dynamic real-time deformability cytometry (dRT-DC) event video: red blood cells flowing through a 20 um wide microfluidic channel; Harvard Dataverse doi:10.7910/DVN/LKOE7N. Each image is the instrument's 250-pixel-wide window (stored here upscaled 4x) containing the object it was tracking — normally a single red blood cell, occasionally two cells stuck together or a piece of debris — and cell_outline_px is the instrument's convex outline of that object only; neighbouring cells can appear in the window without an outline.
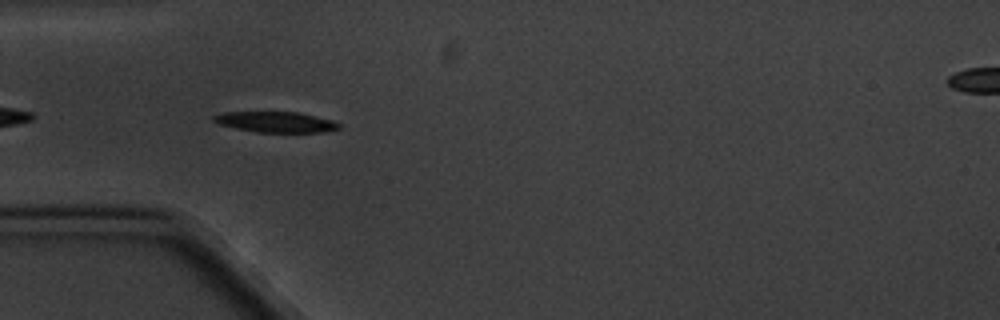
{"species": "common noctule bat (a hibernating species)", "species_latin": "Nyctalus noctula", "temperature_condition": "cold", "stored_images_in_passage": 6, "camera_frame_rate_fps": 3000, "um_per_image_px": 0.085, "animal": {"sex": "male", "body_mass_g": 20.1, "forearm_length_mm": 53.5}, "frame": {"image": 1, "passage_image": 4, "time_ms": 3.333, "image_size_px": [1000, 320], "cell_outline_px": [[340, 128], [328, 132], [256, 132], [236, 128], [220, 124], [212, 120], [212, 116], [224, 112], [296, 112], [332, 120], [340, 124]], "centroid_in_image_um": [23.45, 10.37], "position_along_channel_um": 61.6, "area_um2": 14.97}}